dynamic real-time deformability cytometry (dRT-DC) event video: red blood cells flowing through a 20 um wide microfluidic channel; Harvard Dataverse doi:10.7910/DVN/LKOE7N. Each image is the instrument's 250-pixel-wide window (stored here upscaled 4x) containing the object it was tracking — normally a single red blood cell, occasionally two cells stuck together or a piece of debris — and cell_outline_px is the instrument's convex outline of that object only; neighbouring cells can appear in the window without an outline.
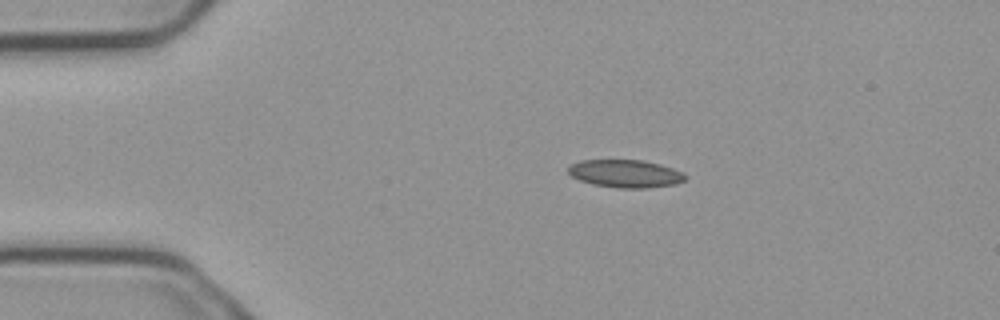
{"species": "common noctule bat (a hibernating species)", "species_latin": "Nyctalus noctula", "temperature_condition": "cold", "stored_images_in_passage": 2, "camera_frame_rate_fps": 3000, "um_per_image_px": 0.085, "animal": {"sex": "male", "body_mass_g": 23.1, "forearm_length_mm": 52.7}, "frame": {"image": 1, "passage_image": 2, "time_ms": 0.333, "image_size_px": [1000, 320], "cell_outline_px": [[684, 180], [676, 184], [648, 188], [616, 188], [592, 184], [580, 180], [572, 176], [568, 172], [568, 168], [572, 164], [580, 160], [644, 160], [660, 164], [672, 168], [680, 172], [684, 176]], "centroid_in_image_um": [53.13, 14.76], "position_along_channel_um": 31.9, "area_um2": 18.84}}